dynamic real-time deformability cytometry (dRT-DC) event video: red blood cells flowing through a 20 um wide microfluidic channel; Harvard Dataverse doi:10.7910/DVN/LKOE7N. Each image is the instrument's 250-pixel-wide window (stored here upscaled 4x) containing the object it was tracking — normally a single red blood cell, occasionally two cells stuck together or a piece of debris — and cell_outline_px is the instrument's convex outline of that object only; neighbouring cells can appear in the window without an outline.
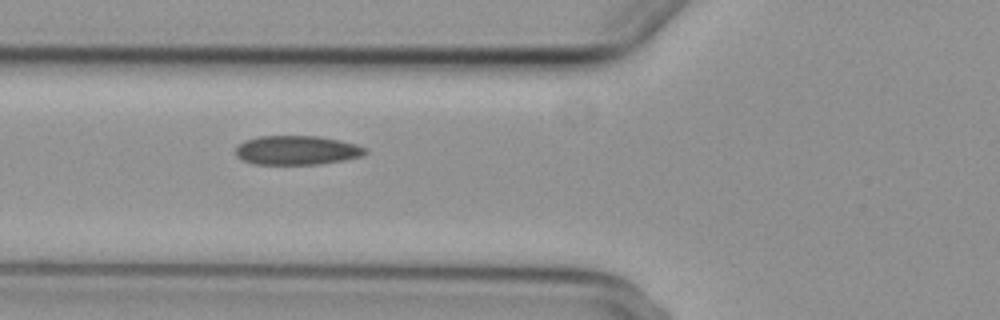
{"species": "common noctule bat (a hibernating species)", "species_latin": "Nyctalus noctula", "temperature_condition": "cold", "stored_images_in_passage": 9, "camera_frame_rate_fps": 3000, "um_per_image_px": 0.085, "animal": {"sex": "female", "body_mass_g": 29.2, "forearm_length_mm": 56.3}, "frame": {"image": 1, "passage_image": 8, "time_ms": 8.333, "image_size_px": [1000, 320], "cell_outline_px": [[368, 152], [364, 156], [344, 160], [320, 164], [252, 164], [236, 156], [236, 148], [244, 140], [260, 136], [320, 136], [340, 140], [356, 144], [368, 148]], "centroid_in_image_um": [25.28, 12.77], "position_along_channel_um": 100.5, "area_um2": 22.2}}
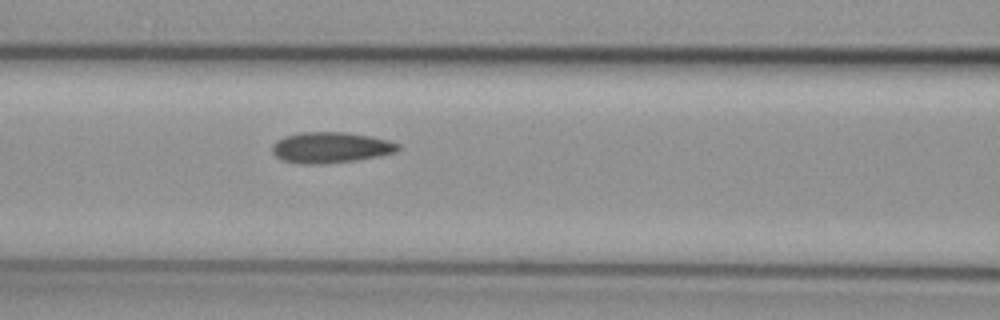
{"frame": {"image": 2, "passage_image": 9, "time_ms": 9.333, "image_size_px": [1000, 320], "cell_outline_px": [[400, 148], [396, 152], [380, 156], [356, 160], [320, 164], [304, 164], [284, 160], [276, 156], [272, 152], [272, 144], [276, 140], [284, 136], [300, 132], [344, 132], [372, 136], [388, 140], [400, 144]], "centroid_in_image_um": [28.12, 12.53], "position_along_channel_um": 138.5, "area_um2": 22.72}}